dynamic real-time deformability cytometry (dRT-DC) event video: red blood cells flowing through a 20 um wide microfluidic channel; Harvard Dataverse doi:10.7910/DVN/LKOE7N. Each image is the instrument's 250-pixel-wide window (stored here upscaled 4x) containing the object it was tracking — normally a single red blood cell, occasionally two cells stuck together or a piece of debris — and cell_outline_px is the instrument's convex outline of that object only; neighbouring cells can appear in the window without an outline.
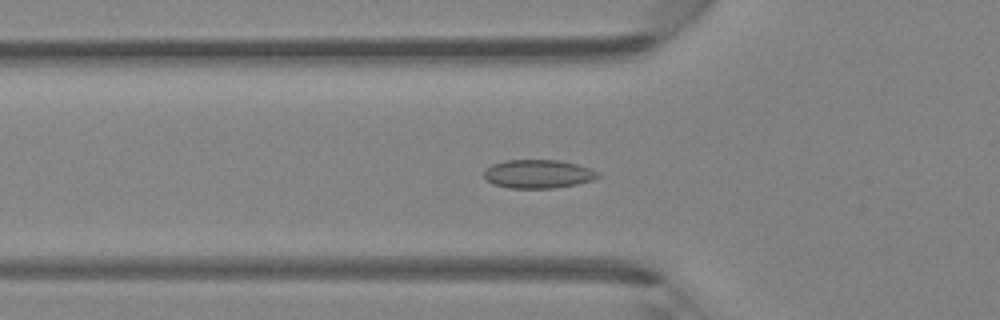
{"species": "Egyptian fruit bat (a non-hibernating species)", "species_latin": "Rousettus aegyptiacus", "temperature_condition": "room temperature", "stored_images_in_passage": 41, "camera_frame_rate_fps": 3000, "um_per_image_px": 0.085, "animal": {"sex": "female"}, "frame": {"image": 1, "passage_image": 11, "time_ms": 3.333, "image_size_px": [1000, 320], "cell_outline_px": [[604, 176], [592, 180], [576, 184], [556, 188], [508, 188], [492, 184], [484, 176], [484, 168], [492, 164], [504, 160], [560, 160], [592, 168], [600, 172]], "centroid_in_image_um": [45.77, 14.78], "position_along_channel_um": 80.0, "area_um2": 19.31}}
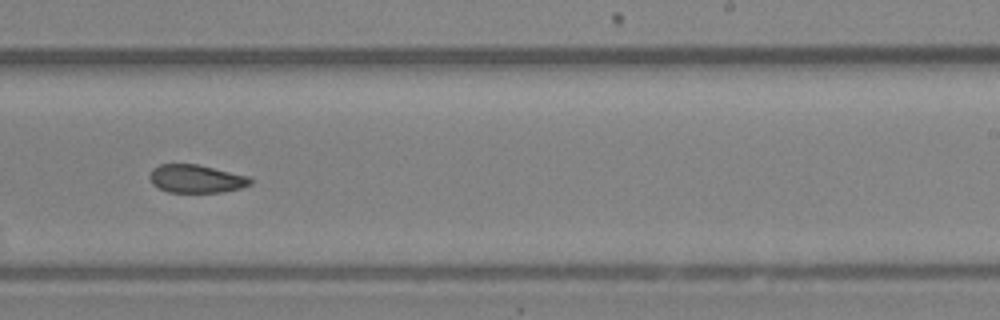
{"frame": {"image": 2, "passage_image": 24, "time_ms": 7.667, "image_size_px": [1000, 320], "cell_outline_px": [[252, 184], [240, 188], [224, 192], [168, 192], [152, 184], [148, 176], [152, 168], [160, 164], [196, 164], [248, 176], [252, 180]], "centroid_in_image_um": [16.65, 15.19], "position_along_channel_um": 272.3, "area_um2": 16.47}}
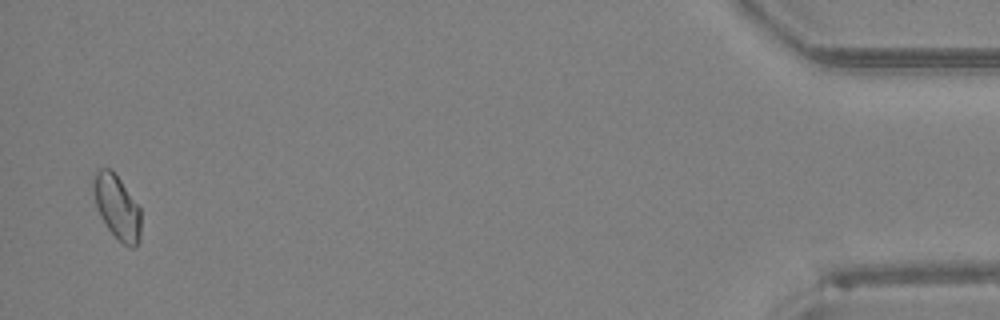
{"frame": {"image": 3, "passage_image": 40, "time_ms": 13.0, "image_size_px": [1000, 320], "cell_outline_px": [[140, 240], [136, 248], [132, 248], [124, 244], [108, 228], [100, 216], [96, 204], [92, 188], [92, 180], [96, 172], [100, 168], [112, 168], [140, 208]], "centroid_in_image_um": [9.94, 17.58], "position_along_channel_um": 425.3, "area_um2": 17.69}}